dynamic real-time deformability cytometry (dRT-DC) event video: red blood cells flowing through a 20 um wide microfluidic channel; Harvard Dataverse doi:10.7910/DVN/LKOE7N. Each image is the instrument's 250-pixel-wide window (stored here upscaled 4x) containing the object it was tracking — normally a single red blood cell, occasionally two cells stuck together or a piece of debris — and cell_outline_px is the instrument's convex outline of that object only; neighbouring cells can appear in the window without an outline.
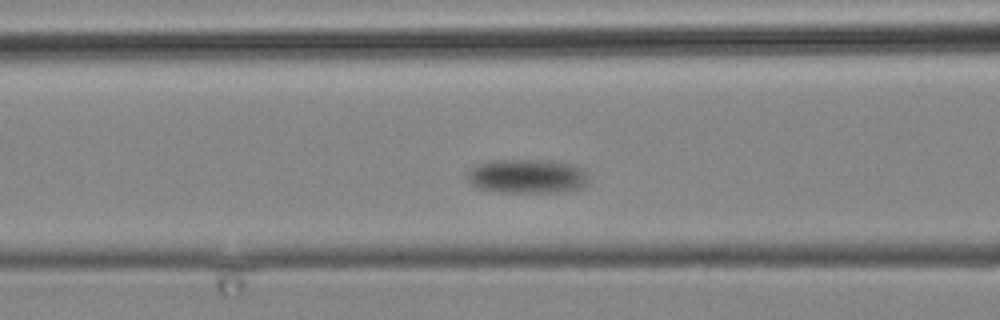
{"species": "common noctule bat (a hibernating species)", "species_latin": "Nyctalus noctula", "temperature_condition": "cold", "stored_images_in_passage": 9, "camera_frame_rate_fps": 3000, "um_per_image_px": 0.085, "animal": {"sex": "male", "body_mass_g": 19.2, "forearm_length_mm": 51.8}, "frame": {"image": 1, "passage_image": 6, "time_ms": 6.0, "image_size_px": [1000, 320], "cell_outline_px": [[588, 184], [580, 188], [564, 192], [496, 192], [480, 188], [472, 184], [468, 180], [468, 172], [476, 164], [488, 160], [548, 160], [572, 164], [584, 168], [588, 172]], "centroid_in_image_um": [44.86, 14.97], "position_along_channel_um": 121.7, "area_um2": 24.51}}
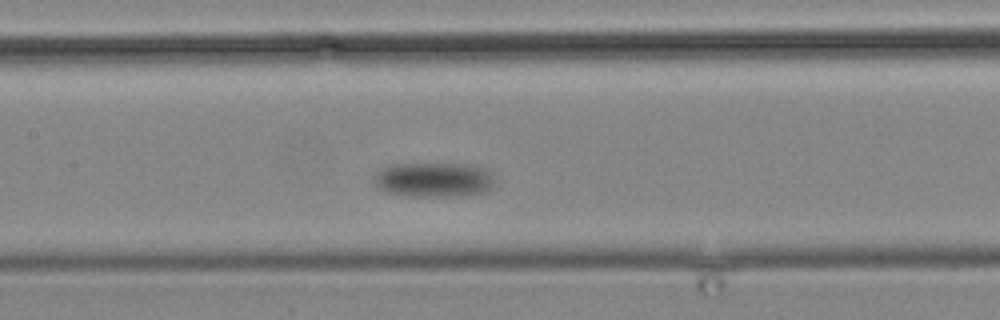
{"frame": {"image": 2, "passage_image": 8, "time_ms": 8.333, "image_size_px": [1000, 320], "cell_outline_px": [[496, 184], [492, 188], [484, 192], [460, 196], [408, 196], [384, 192], [376, 184], [376, 176], [384, 168], [392, 164], [476, 164], [488, 168], [496, 180]], "centroid_in_image_um": [37.0, 15.27], "position_along_channel_um": 170.4, "area_um2": 24.62}}